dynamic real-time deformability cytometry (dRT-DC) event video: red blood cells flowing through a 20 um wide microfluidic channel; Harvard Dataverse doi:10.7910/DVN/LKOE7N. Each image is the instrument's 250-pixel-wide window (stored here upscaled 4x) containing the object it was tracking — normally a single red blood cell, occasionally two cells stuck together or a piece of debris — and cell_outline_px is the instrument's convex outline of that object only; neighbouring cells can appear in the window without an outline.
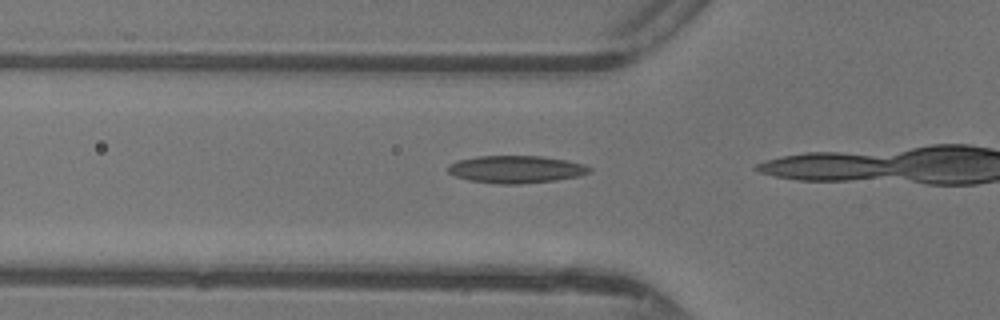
{"species": "common noctule bat (a hibernating species)", "species_latin": "Nyctalus noctula", "temperature_condition": "warm", "stored_images_in_passage": 14, "camera_frame_rate_fps": 3000, "um_per_image_px": 0.085, "animal": {"sex": "female"}, "frame": {"image": 1, "passage_image": 12, "time_ms": 3.667, "image_size_px": [1000, 320], "cell_outline_px": [[592, 172], [576, 176], [556, 180], [516, 184], [500, 184], [468, 180], [456, 176], [448, 172], [448, 164], [456, 160], [476, 156], [544, 156], [584, 164], [592, 168]], "centroid_in_image_um": [43.83, 14.38], "position_along_channel_um": 82.0, "area_um2": 22.6}}